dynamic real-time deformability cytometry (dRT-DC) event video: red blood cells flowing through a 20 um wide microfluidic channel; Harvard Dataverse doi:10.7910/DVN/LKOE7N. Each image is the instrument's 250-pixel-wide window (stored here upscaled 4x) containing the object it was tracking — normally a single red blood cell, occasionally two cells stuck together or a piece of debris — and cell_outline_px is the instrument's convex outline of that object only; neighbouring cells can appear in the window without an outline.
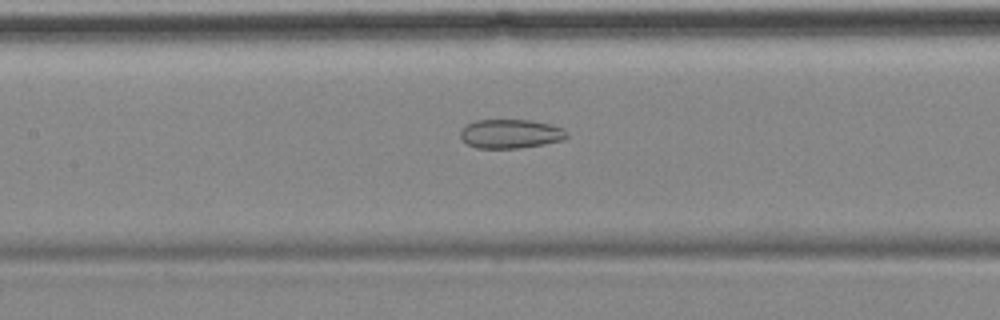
{"species": "common noctule bat (a hibernating species)", "species_latin": "Nyctalus noctula", "temperature_condition": "cold", "stored_images_in_passage": 6, "segment_of_instrument_passage": [2, 2], "camera_frame_rate_fps": 3000, "um_per_image_px": 0.085, "animal": {"sex": "female", "body_mass_g": 18.4}, "frame": {"image": 1, "passage_image": 6, "time_ms": 6.667, "image_size_px": [1000, 320], "cell_outline_px": [[568, 136], [564, 140], [544, 144], [520, 148], [476, 148], [468, 144], [460, 136], [460, 128], [464, 124], [476, 120], [528, 120], [552, 124], [564, 128], [568, 132]], "centroid_in_image_um": [43.4, 11.36], "position_along_channel_um": 164.0, "area_um2": 18.26}}